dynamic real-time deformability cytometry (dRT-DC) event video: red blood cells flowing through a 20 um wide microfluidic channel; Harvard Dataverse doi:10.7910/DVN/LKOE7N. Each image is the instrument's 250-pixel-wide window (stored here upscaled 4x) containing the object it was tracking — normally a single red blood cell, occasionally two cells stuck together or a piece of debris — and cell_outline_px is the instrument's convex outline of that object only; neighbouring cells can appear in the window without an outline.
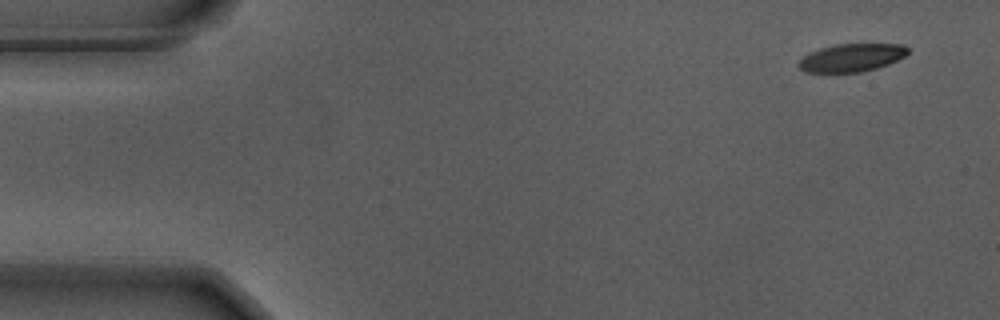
{"species": "Egyptian fruit bat (a non-hibernating species)", "species_latin": "Rousettus aegyptiacus", "temperature_condition": "warm", "stored_images_in_passage": 50, "camera_frame_rate_fps": 3000, "um_per_image_px": 0.085, "animal": {"sex": "male"}, "frame": {"image": 1, "passage_image": 1, "time_ms": 0.0, "image_size_px": [1000, 320], "cell_outline_px": [[908, 52], [904, 56], [888, 64], [876, 68], [860, 72], [804, 72], [800, 68], [800, 60], [804, 56], [820, 48], [836, 44], [904, 44], [908, 48]], "centroid_in_image_um": [72.41, 4.89], "position_along_channel_um": 12.6, "area_um2": 17.51}}
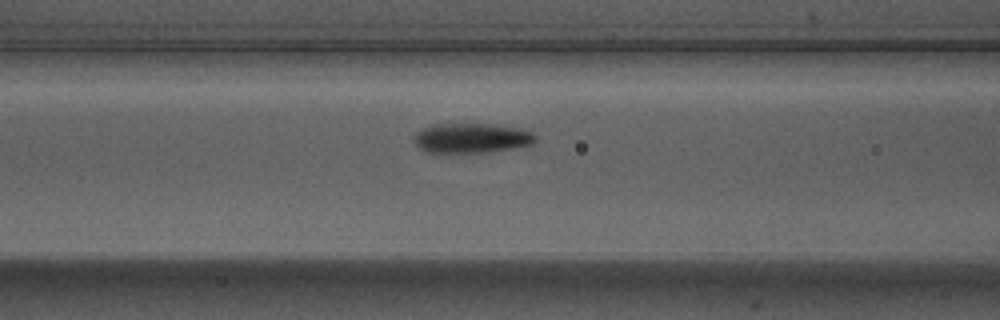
{"frame": {"image": 2, "passage_image": 20, "time_ms": 6.333, "image_size_px": [1000, 320], "cell_outline_px": [[536, 140], [532, 144], [512, 148], [484, 152], [424, 152], [412, 140], [412, 136], [416, 132], [432, 124], [488, 124], [520, 128], [532, 132], [536, 136]], "centroid_in_image_um": [40.04, 11.73], "position_along_channel_um": 126.6, "area_um2": 20.98}}
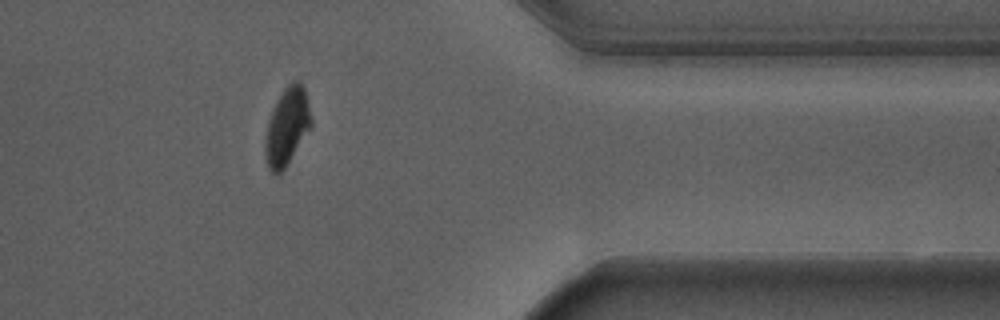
{"frame": {"image": 3, "passage_image": 43, "time_ms": 14.0, "image_size_px": [1000, 320], "cell_outline_px": [[312, 124], [280, 176], [276, 176], [268, 168], [264, 148], [264, 140], [268, 120], [276, 100], [284, 88], [292, 80], [300, 80], [304, 88], [308, 100], [312, 120]], "centroid_in_image_um": [24.38, 10.75], "position_along_channel_um": 387.0, "area_um2": 20.92}}